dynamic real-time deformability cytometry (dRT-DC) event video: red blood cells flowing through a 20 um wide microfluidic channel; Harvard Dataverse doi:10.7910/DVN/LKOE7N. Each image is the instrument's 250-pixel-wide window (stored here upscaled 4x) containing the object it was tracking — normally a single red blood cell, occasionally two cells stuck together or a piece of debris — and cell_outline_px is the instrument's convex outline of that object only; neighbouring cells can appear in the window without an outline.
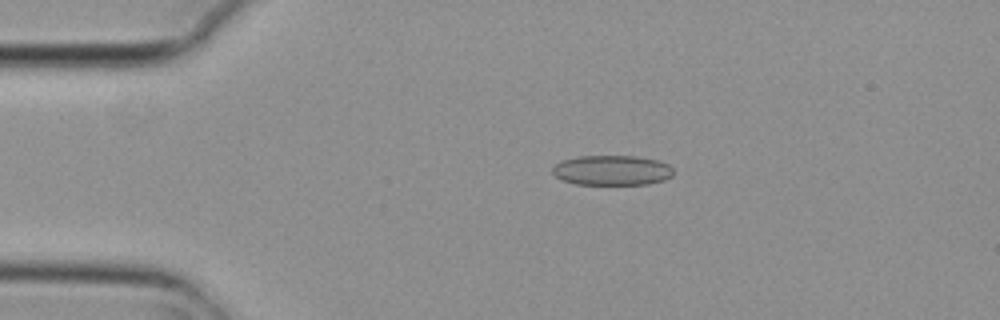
{"species": "common noctule bat (a hibernating species)", "species_latin": "Nyctalus noctula", "temperature_condition": "cold", "stored_images_in_passage": 5, "camera_frame_rate_fps": 3000, "um_per_image_px": 0.085, "animal": {"sex": "female", "body_mass_g": 29.2, "forearm_length_mm": 56.3}, "frame": {"image": 1, "passage_image": 5, "time_ms": 1.333, "image_size_px": [1000, 320], "cell_outline_px": [[672, 176], [664, 180], [648, 184], [576, 184], [564, 180], [556, 176], [552, 172], [552, 164], [564, 160], [580, 156], [636, 156], [656, 160], [668, 164], [672, 168]], "centroid_in_image_um": [52.01, 14.47], "position_along_channel_um": 33.0, "area_um2": 21.04}}